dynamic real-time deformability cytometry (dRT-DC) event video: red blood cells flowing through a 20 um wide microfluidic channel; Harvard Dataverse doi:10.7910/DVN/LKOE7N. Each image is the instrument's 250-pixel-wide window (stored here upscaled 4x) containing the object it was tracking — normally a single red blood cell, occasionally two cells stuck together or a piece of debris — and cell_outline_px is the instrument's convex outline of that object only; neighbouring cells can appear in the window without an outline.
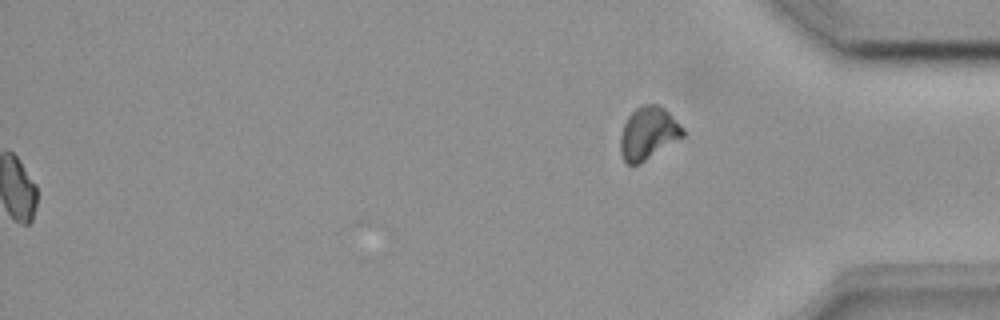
{"species": "common noctule bat (a hibernating species)", "species_latin": "Nyctalus noctula", "temperature_condition": "room temperature", "stored_images_in_passage": 49, "segment_of_instrument_passage": [2, 2], "camera_frame_rate_fps": 3000, "um_per_image_px": 0.085, "animal": {"sex": "female", "body_mass_g": 18.4}, "frame": {"image": 1, "passage_image": 49, "time_ms": 16.0, "image_size_px": [1000, 320], "cell_outline_px": [[684, 136], [644, 160], [636, 164], [628, 164], [624, 160], [620, 152], [620, 136], [624, 124], [628, 116], [640, 104], [656, 104], [664, 108], [684, 128]], "centroid_in_image_um": [55.09, 11.29], "position_along_channel_um": 380.1, "area_um2": 18.84}}